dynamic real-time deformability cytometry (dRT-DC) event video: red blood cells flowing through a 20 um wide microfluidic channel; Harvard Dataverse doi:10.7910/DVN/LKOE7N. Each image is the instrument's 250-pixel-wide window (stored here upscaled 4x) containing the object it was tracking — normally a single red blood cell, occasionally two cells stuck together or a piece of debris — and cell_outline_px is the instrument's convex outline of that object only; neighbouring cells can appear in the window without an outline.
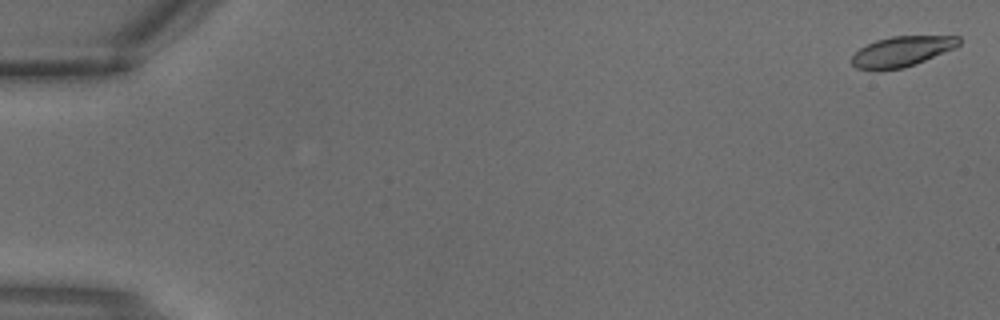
{"species": "common noctule bat (a hibernating species)", "species_latin": "Nyctalus noctula", "temperature_condition": "warm", "stored_images_in_passage": 3, "camera_frame_rate_fps": 3000, "um_per_image_px": 0.085, "animal": {"sex": "male", "body_mass_g": 18.8}, "frame": {"image": 1, "passage_image": 1, "time_ms": 0.0, "image_size_px": [1000, 320], "cell_outline_px": [[960, 44], [956, 48], [916, 64], [904, 68], [880, 72], [856, 68], [852, 64], [852, 56], [860, 48], [876, 40], [892, 36], [960, 36]], "centroid_in_image_um": [76.66, 4.4], "position_along_channel_um": 8.3, "area_um2": 19.25}}
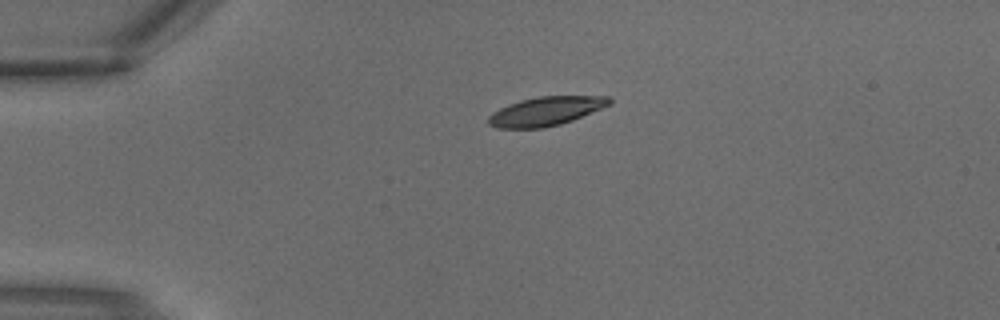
{"frame": {"image": 2, "passage_image": 3, "time_ms": 0.667, "image_size_px": [1000, 320], "cell_outline_px": [[612, 104], [572, 120], [560, 124], [544, 128], [496, 128], [488, 124], [488, 116], [492, 112], [508, 104], [520, 100], [540, 96], [608, 96], [612, 100]], "centroid_in_image_um": [46.38, 9.45], "position_along_channel_um": 38.6, "area_um2": 20.4}}